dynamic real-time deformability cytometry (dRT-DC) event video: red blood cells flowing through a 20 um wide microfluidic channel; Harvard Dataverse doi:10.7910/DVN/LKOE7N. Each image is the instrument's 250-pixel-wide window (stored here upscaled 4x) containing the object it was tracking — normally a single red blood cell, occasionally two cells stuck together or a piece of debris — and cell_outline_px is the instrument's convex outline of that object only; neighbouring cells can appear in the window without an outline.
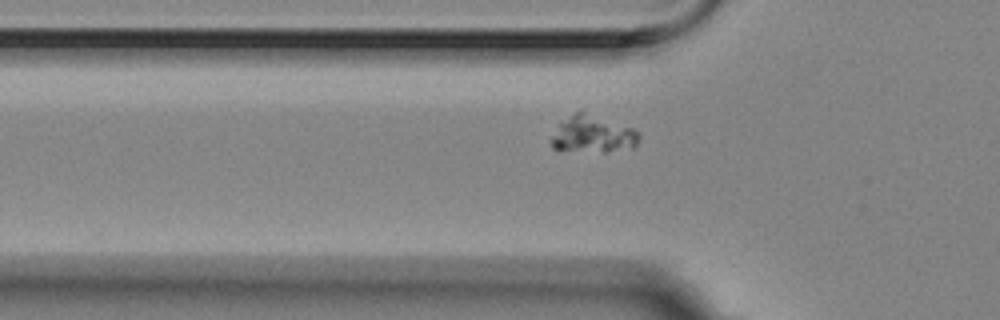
{"species": "Egyptian fruit bat (a non-hibernating species)", "species_latin": "Rousettus aegyptiacus", "temperature_condition": "room temperature", "stored_images_in_passage": 41, "camera_frame_rate_fps": 3000, "um_per_image_px": 0.085, "animal": {"sex": "female"}, "frame": {"image": 1, "passage_image": 5, "time_ms": 1.333, "image_size_px": [1000, 320], "cell_outline_px": [[640, 140], [632, 148], [604, 152], [552, 148], [552, 136], [560, 124], [580, 108], [632, 128], [640, 132]], "centroid_in_image_um": [50.46, 11.38], "position_along_channel_um": 75.3, "area_um2": 18.9}}
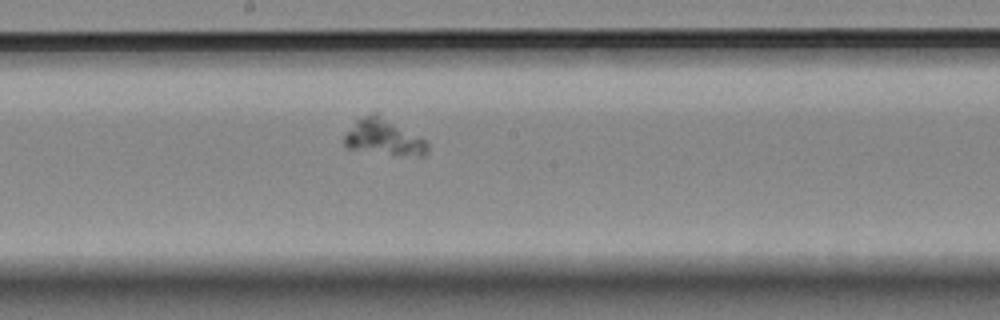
{"frame": {"image": 2, "passage_image": 17, "time_ms": 5.333, "image_size_px": [1000, 320], "cell_outline_px": [[428, 152], [424, 156], [392, 156], [348, 148], [344, 144], [344, 136], [356, 120], [372, 112], [380, 112], [424, 140], [428, 144]], "centroid_in_image_um": [32.63, 11.67], "position_along_channel_um": 215.6, "area_um2": 17.92}}
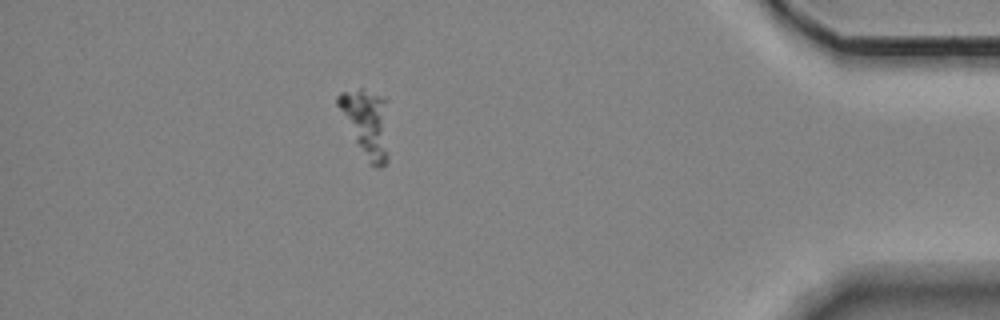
{"frame": {"image": 3, "passage_image": 37, "time_ms": 12.0, "image_size_px": [1000, 320], "cell_outline_px": [[388, 160], [380, 168], [376, 168], [368, 164], [336, 104], [336, 96], [340, 92], [360, 88], [364, 88], [380, 96], [384, 100], [388, 156]], "centroid_in_image_um": [31.11, 10.47], "position_along_channel_um": 404.1, "area_um2": 19.48}}